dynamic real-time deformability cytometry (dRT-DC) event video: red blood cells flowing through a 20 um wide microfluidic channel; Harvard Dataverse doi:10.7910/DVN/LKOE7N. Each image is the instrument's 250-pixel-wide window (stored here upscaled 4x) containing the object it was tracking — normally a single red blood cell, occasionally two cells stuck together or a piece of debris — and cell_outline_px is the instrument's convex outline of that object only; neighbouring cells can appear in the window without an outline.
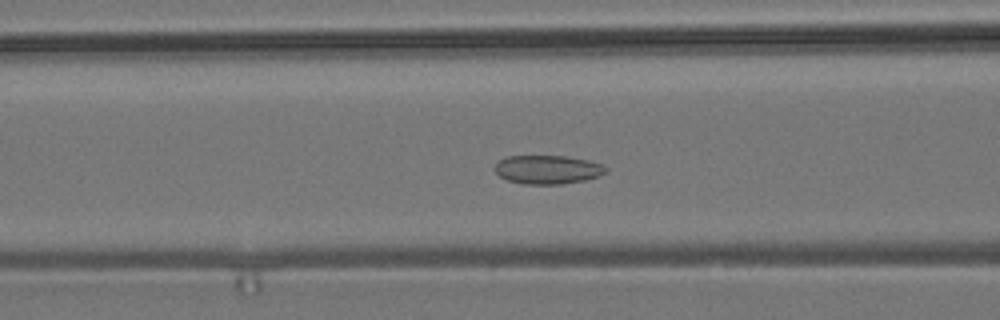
{"species": "common noctule bat (a hibernating species)", "species_latin": "Nyctalus noctula", "temperature_condition": "room temperature", "stored_images_in_passage": 56, "camera_frame_rate_fps": 3000, "um_per_image_px": 0.085, "animal": {"sex": "male", "body_mass_g": 19.2, "forearm_length_mm": 51.8}, "frame": {"image": 1, "passage_image": 22, "time_ms": 7.0, "image_size_px": [1000, 320], "cell_outline_px": [[608, 172], [600, 176], [584, 180], [560, 184], [524, 184], [508, 180], [500, 176], [496, 172], [496, 164], [500, 160], [508, 156], [568, 156], [588, 160], [604, 164], [608, 168]], "centroid_in_image_um": [46.62, 14.41], "position_along_channel_um": 120.0, "area_um2": 18.61}}
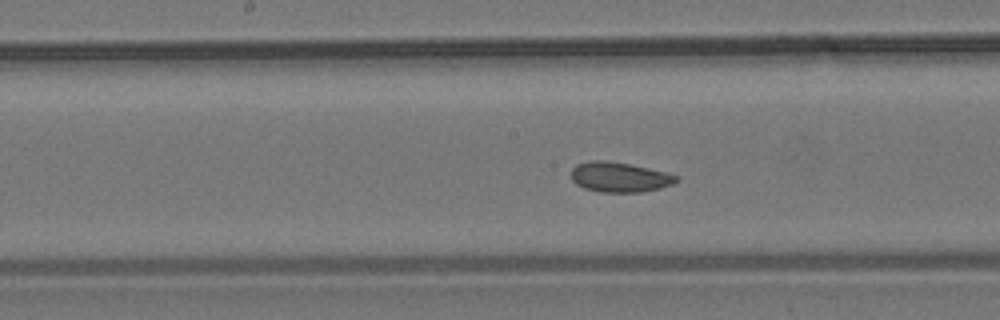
{"frame": {"image": 2, "passage_image": 28, "time_ms": 9.0, "image_size_px": [1000, 320], "cell_outline_px": [[680, 180], [672, 184], [660, 188], [640, 192], [600, 192], [584, 188], [576, 184], [572, 180], [572, 168], [576, 164], [588, 160], [604, 160], [628, 164], [668, 172], [676, 176]], "centroid_in_image_um": [52.64, 15.05], "position_along_channel_um": 195.6, "area_um2": 18.38}}
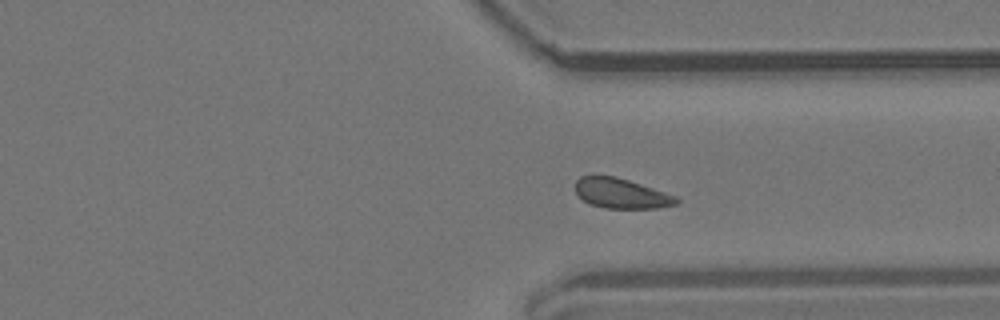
{"frame": {"image": 3, "passage_image": 41, "time_ms": 13.333, "image_size_px": [1000, 320], "cell_outline_px": [[680, 200], [676, 204], [656, 208], [604, 208], [588, 204], [576, 192], [576, 180], [580, 176], [616, 176], [676, 196]], "centroid_in_image_um": [52.79, 16.44], "position_along_channel_um": 358.6, "area_um2": 17.46}, "authors_computed_cell_mechanics": {"area_um2": 18.5249, "velocity_mm_per_s": 3.7679, "shape_relaxation_time_tau1_ms": null, "shape_relaxation_time_tau2_ms": 3.3754, "deformation_change_tau1": null, "deformation_change_tau2": 0.0709}}